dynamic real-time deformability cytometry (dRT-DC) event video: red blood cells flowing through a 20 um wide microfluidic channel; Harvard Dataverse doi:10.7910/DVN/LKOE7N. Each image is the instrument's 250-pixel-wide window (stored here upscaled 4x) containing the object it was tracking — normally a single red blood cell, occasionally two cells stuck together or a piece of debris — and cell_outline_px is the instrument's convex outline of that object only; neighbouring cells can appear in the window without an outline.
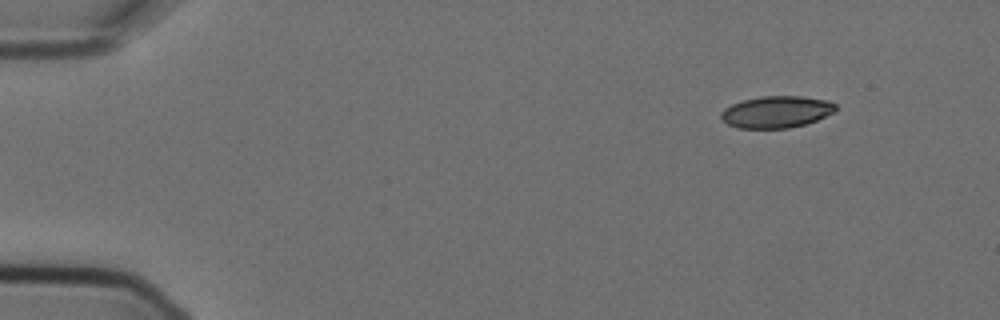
{"species": "Egyptian fruit bat (a non-hibernating species)", "species_latin": "Rousettus aegyptiacus", "temperature_condition": "cold", "stored_images_in_passage": 5, "camera_frame_rate_fps": 3000, "um_per_image_px": 0.085, "animal": {"sex": "female"}, "frame": {"image": 1, "passage_image": 1, "time_ms": 0.0, "image_size_px": [1000, 320], "cell_outline_px": [[836, 112], [816, 120], [804, 124], [788, 128], [736, 128], [728, 124], [720, 116], [720, 112], [724, 108], [732, 104], [744, 100], [760, 96], [800, 96], [828, 100], [836, 104]], "centroid_in_image_um": [66.0, 9.51], "position_along_channel_um": 19.0, "area_um2": 21.27}}
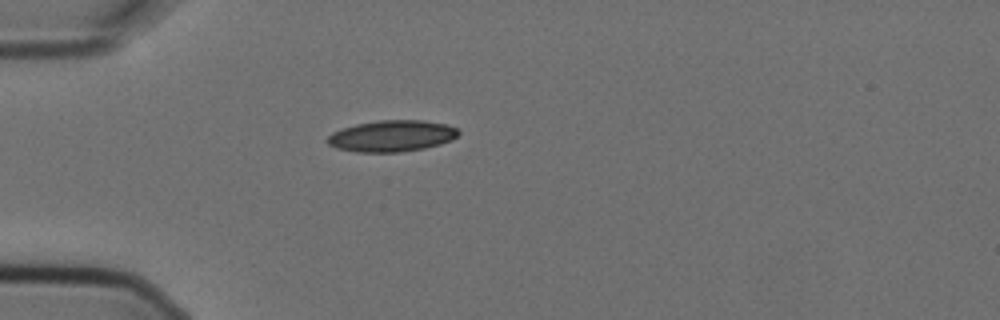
{"frame": {"image": 2, "passage_image": 3, "time_ms": 0.667, "image_size_px": [1000, 320], "cell_outline_px": [[460, 132], [452, 140], [440, 144], [424, 148], [400, 152], [356, 152], [336, 148], [328, 144], [324, 140], [332, 132], [356, 124], [380, 120], [424, 120], [448, 124], [456, 128]], "centroid_in_image_um": [33.29, 11.56], "position_along_channel_um": 51.7, "area_um2": 24.04}}
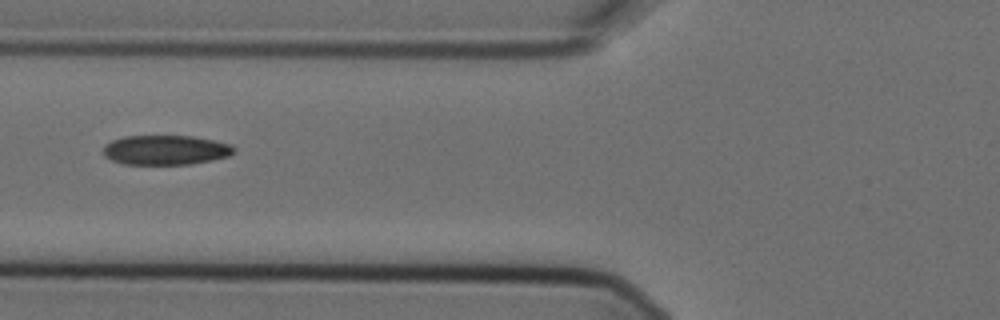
{"frame": {"image": 3, "passage_image": 5, "time_ms": 1.333, "image_size_px": [1000, 320], "cell_outline_px": [[236, 152], [228, 156], [212, 160], [188, 164], [124, 164], [112, 160], [104, 156], [104, 144], [112, 140], [124, 136], [192, 136], [232, 144], [236, 148]], "centroid_in_image_um": [14.09, 12.74], "position_along_channel_um": 111.7, "area_um2": 22.6}}